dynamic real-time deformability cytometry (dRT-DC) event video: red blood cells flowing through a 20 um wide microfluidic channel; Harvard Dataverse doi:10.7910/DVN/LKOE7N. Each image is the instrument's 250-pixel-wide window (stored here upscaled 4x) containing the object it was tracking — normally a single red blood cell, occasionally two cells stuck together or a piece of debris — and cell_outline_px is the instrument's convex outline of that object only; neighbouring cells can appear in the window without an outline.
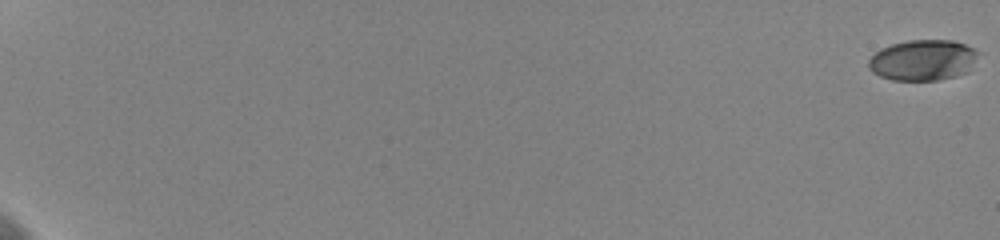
{"species": "human", "species_latin": "Homo sapiens", "temperature_condition": "cold", "stored_images_in_passage": 61, "camera_frame_rate_fps": 3000, "um_per_image_px": 0.085, "donor": {"sex": "female"}, "frame": {"image": 1, "passage_image": 1, "time_ms": 0.0, "image_size_px": [1000, 240], "cell_outline_px": [[980, 52], [964, 72], [956, 76], [936, 80], [892, 80], [880, 76], [872, 72], [868, 68], [868, 60], [876, 52], [892, 44], [908, 40], [952, 40], [964, 44]], "centroid_in_image_um": [78.4, 5.11], "position_along_channel_um": 6.6, "area_um2": 25.66}}
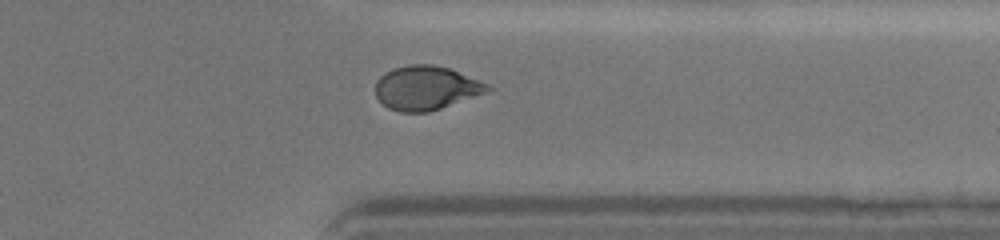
{"frame": {"image": 2, "passage_image": 51, "time_ms": 16.667, "image_size_px": [1000, 240], "cell_outline_px": [[496, 88], [440, 108], [428, 112], [400, 112], [388, 108], [376, 96], [376, 80], [384, 72], [392, 68], [408, 64], [432, 64], [452, 68], [488, 84]], "centroid_in_image_um": [36.2, 7.44], "position_along_channel_um": 375.2, "area_um2": 28.78}}
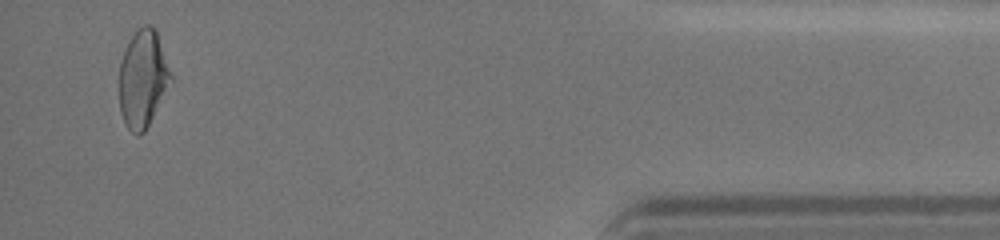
{"frame": {"image": 3, "passage_image": 59, "time_ms": 19.333, "image_size_px": [1000, 240], "cell_outline_px": [[172, 80], [144, 132], [140, 136], [136, 136], [128, 128], [120, 112], [120, 64], [128, 40], [136, 28], [144, 24], [152, 24], [156, 28], [172, 76]], "centroid_in_image_um": [12.14, 6.64], "position_along_channel_um": 423.1, "area_um2": 29.19}, "authors_computed_cell_mechanics": {"area_um2": 28.3798, "velocity_mm_per_s": 3.6273, "shape_relaxation_time_tau1_ms": 4.0491, "shape_relaxation_time_tau2_ms": 2.1922, "deformation_change_tau1": 0.14, "deformation_change_tau2": 0.059}}